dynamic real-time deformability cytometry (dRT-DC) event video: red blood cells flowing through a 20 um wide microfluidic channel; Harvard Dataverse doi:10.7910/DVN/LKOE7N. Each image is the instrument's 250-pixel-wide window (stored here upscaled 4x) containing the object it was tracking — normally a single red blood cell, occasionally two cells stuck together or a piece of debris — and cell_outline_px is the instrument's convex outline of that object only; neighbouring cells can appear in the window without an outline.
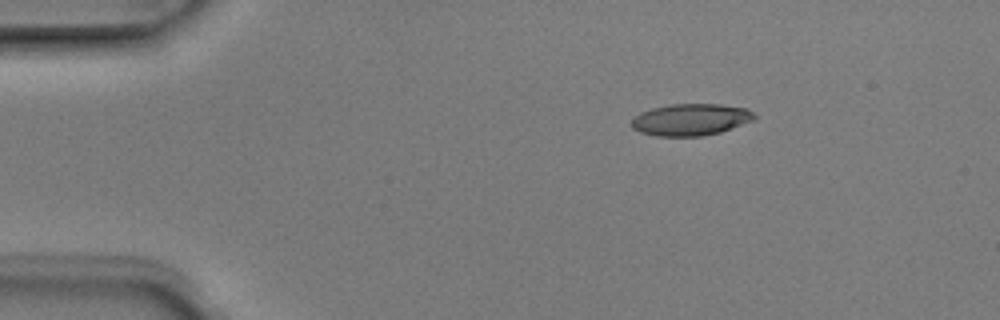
{"species": "Egyptian fruit bat (a non-hibernating species)", "species_latin": "Rousettus aegyptiacus", "temperature_condition": "room temperature", "stored_images_in_passage": 5, "camera_frame_rate_fps": 3000, "um_per_image_px": 0.085, "animal": {"sex": "male"}, "frame": {"image": 1, "passage_image": 3, "time_ms": 0.667, "image_size_px": [1000, 320], "cell_outline_px": [[756, 116], [752, 120], [720, 132], [700, 136], [656, 136], [640, 132], [632, 128], [632, 120], [640, 112], [652, 108], [672, 104], [720, 104], [748, 108]], "centroid_in_image_um": [58.69, 10.16], "position_along_channel_um": 26.3, "area_um2": 22.6}}
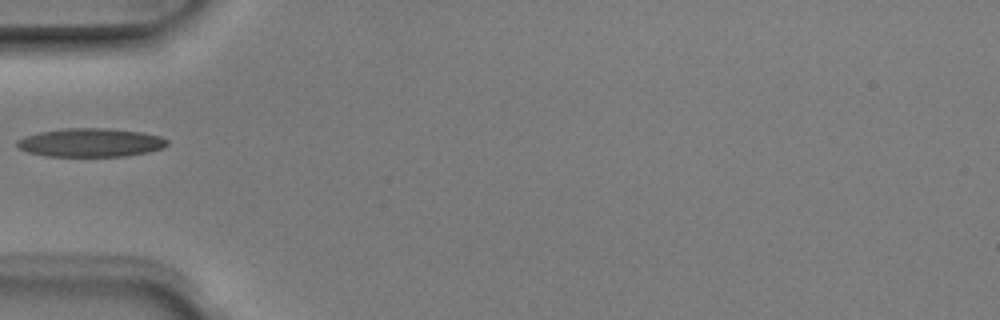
{"frame": {"image": 2, "passage_image": 5, "time_ms": 1.333, "image_size_px": [1000, 320], "cell_outline_px": [[168, 144], [160, 148], [148, 152], [124, 156], [44, 156], [28, 152], [20, 148], [16, 144], [16, 140], [24, 136], [40, 132], [64, 128], [108, 128], [140, 132], [160, 136], [168, 140]], "centroid_in_image_um": [7.67, 12.11], "position_along_channel_um": 77.3, "area_um2": 24.91}}